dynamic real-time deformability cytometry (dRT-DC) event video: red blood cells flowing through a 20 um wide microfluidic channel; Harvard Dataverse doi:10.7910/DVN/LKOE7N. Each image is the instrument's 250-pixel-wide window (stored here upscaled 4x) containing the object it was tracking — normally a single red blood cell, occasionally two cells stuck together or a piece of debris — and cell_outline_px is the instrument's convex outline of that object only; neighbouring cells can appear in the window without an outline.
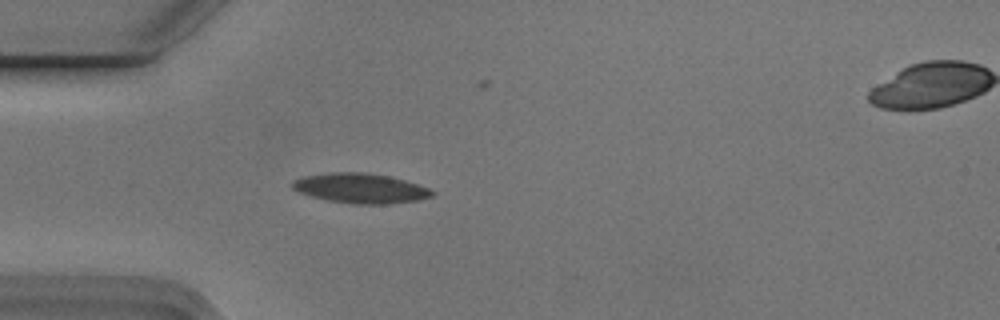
{"species": "Egyptian fruit bat (a non-hibernating species)", "species_latin": "Rousettus aegyptiacus", "temperature_condition": "cold", "stored_images_in_passage": 4, "segment_of_instrument_passage": [1, 2], "camera_frame_rate_fps": 3000, "um_per_image_px": 0.085, "animal": {"sex": "male"}, "frame": {"image": 1, "passage_image": 3, "time_ms": 0.667, "image_size_px": [1000, 320], "cell_outline_px": [[436, 192], [432, 196], [420, 200], [388, 204], [352, 204], [328, 200], [312, 196], [300, 192], [292, 188], [292, 180], [304, 176], [328, 172], [364, 172], [388, 176], [404, 180], [428, 188]], "centroid_in_image_um": [30.64, 16.0], "position_along_channel_um": 54.4, "area_um2": 24.28}}